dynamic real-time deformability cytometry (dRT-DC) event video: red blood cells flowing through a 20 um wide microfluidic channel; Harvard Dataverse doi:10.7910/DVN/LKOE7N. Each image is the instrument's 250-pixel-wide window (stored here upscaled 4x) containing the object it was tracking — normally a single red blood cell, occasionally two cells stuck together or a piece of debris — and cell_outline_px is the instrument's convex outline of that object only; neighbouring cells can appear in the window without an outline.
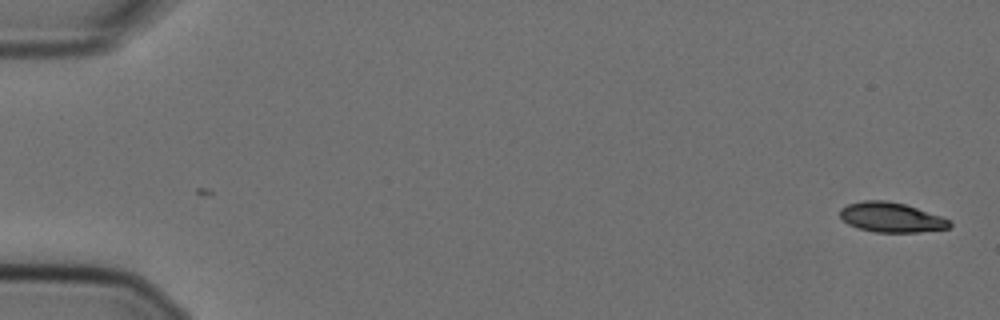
{"species": "Egyptian fruit bat (a non-hibernating species)", "species_latin": "Rousettus aegyptiacus", "temperature_condition": "cold", "stored_images_in_passage": 56, "camera_frame_rate_fps": 3000, "um_per_image_px": 0.085, "animal": {"sex": "female"}, "frame": {"image": 1, "passage_image": 1, "time_ms": 0.0, "image_size_px": [1000, 320], "cell_outline_px": [[952, 224], [948, 228], [916, 232], [876, 232], [860, 228], [848, 224], [840, 216], [840, 208], [848, 204], [864, 200], [884, 200], [904, 204], [940, 216], [948, 220]], "centroid_in_image_um": [75.72, 18.47], "position_along_channel_um": 9.3, "area_um2": 18.67}}
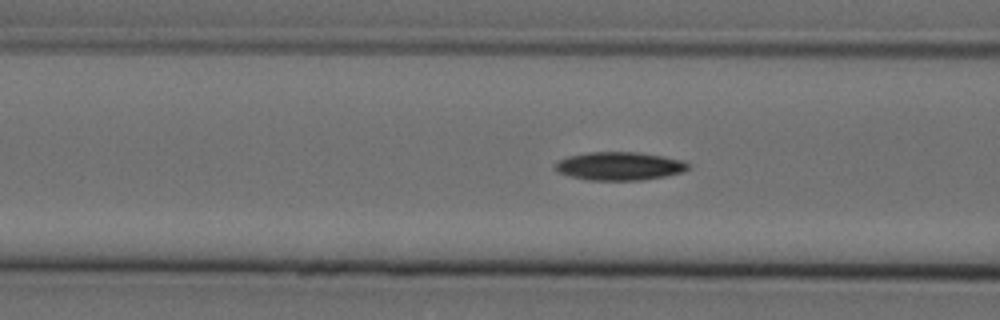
{"frame": {"image": 2, "passage_image": 22, "time_ms": 7.0, "image_size_px": [1000, 320], "cell_outline_px": [[692, 168], [684, 172], [664, 176], [640, 180], [588, 180], [556, 172], [556, 160], [568, 156], [584, 152], [640, 152], [664, 156], [684, 160]], "centroid_in_image_um": [52.67, 14.1], "position_along_channel_um": 113.9, "area_um2": 22.14}}
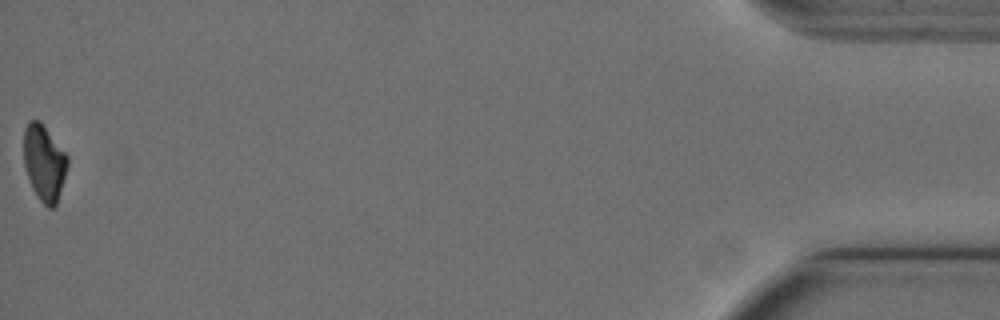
{"frame": {"image": 3, "passage_image": 56, "time_ms": 18.333, "image_size_px": [1000, 320], "cell_outline_px": [[68, 164], [56, 204], [52, 208], [48, 208], [40, 200], [32, 188], [24, 164], [24, 128], [32, 120], [40, 120], [44, 124], [68, 156]], "centroid_in_image_um": [3.76, 13.81], "position_along_channel_um": 431.4, "area_um2": 19.19}, "authors_computed_cell_mechanics": {"area_um2": 20.9525, "velocity_mm_per_s": 3.6127, "shape_relaxation_time_tau1_ms": 4.1853, "shape_relaxation_time_tau2_ms": null, "deformation_change_tau1": 0.1452, "deformation_change_tau2": null}}